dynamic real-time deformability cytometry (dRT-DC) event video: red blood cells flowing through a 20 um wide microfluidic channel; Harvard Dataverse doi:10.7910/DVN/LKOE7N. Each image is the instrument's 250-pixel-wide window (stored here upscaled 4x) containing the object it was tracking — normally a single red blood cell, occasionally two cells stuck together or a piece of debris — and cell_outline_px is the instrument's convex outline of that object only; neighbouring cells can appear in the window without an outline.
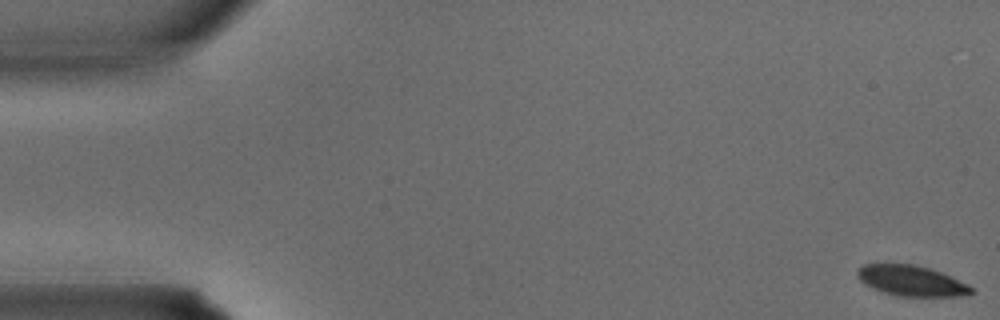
{"species": "common noctule bat (a hibernating species)", "species_latin": "Nyctalus noctula", "temperature_condition": "warm", "stored_images_in_passage": 12, "camera_frame_rate_fps": 3000, "um_per_image_px": 0.085, "animal": {"sex": "male", "body_mass_g": 15.6}, "frame": {"image": 1, "passage_image": 1, "time_ms": 0.0, "image_size_px": [1000, 320], "cell_outline_px": [[976, 292], [968, 296], [900, 296], [884, 292], [872, 288], [860, 280], [856, 276], [856, 268], [864, 264], [916, 264], [940, 272], [968, 284]], "centroid_in_image_um": [77.47, 23.86], "position_along_channel_um": 7.5, "area_um2": 20.29}}